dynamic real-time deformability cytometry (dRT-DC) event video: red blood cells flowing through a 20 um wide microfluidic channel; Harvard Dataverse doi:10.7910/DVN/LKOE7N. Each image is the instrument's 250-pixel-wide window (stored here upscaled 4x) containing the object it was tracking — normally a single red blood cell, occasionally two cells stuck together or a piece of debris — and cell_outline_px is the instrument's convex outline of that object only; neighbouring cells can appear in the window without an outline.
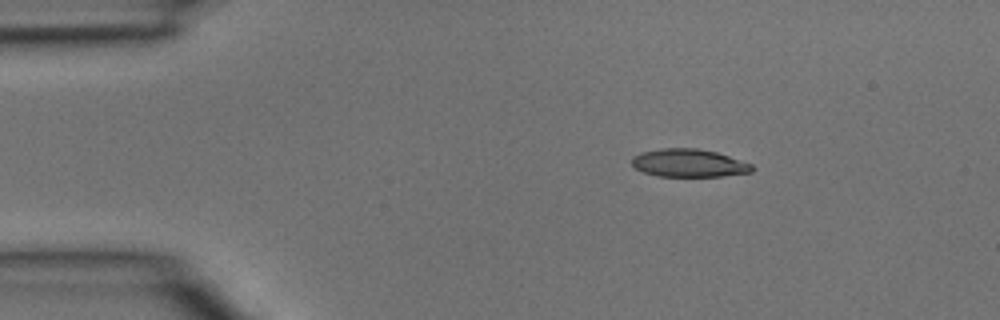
{"species": "common noctule bat (a hibernating species)", "species_latin": "Nyctalus noctula", "temperature_condition": "room temperature", "stored_images_in_passage": 2, "camera_frame_rate_fps": 3000, "um_per_image_px": 0.085, "animal": {"sex": "male", "body_mass_g": 15.6}, "frame": {"image": 1, "passage_image": 1, "time_ms": 0.0, "image_size_px": [1000, 320], "cell_outline_px": [[752, 172], [720, 176], [660, 176], [644, 172], [636, 168], [632, 164], [632, 156], [640, 152], [660, 148], [696, 148], [716, 152], [752, 164]], "centroid_in_image_um": [58.52, 13.85], "position_along_channel_um": 26.5, "area_um2": 19.42}}